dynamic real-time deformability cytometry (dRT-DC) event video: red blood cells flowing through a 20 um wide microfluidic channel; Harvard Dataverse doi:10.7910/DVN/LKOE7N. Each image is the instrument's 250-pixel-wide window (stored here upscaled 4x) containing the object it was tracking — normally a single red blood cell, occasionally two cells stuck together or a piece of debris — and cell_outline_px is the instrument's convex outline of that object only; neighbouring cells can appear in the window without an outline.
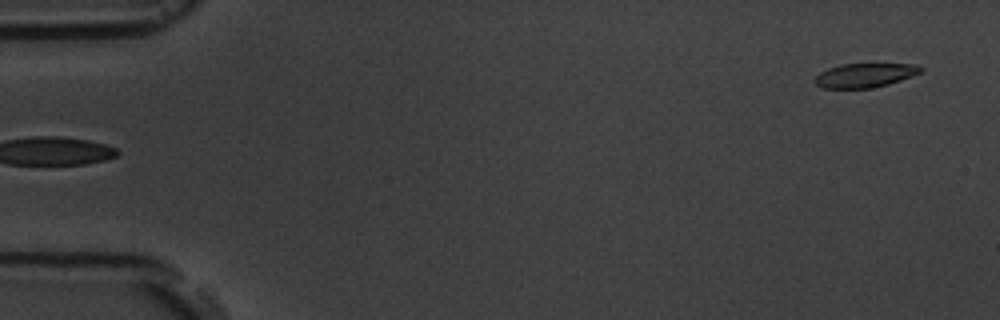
{"species": "common noctule bat (a hibernating species)", "species_latin": "Nyctalus noctula", "temperature_condition": "room temperature", "stored_images_in_passage": 6, "segment_of_instrument_passage": [2, 2], "camera_frame_rate_fps": 3000, "um_per_image_px": 0.085, "animal": {"sex": "male", "body_mass_g": 19.5, "forearm_length_mm": 54.6}, "frame": {"image": 1, "passage_image": 6, "time_ms": 5.333, "image_size_px": [1000, 320], "cell_outline_px": [[924, 68], [920, 72], [912, 76], [888, 84], [872, 88], [824, 88], [816, 84], [812, 80], [820, 72], [828, 68], [840, 64], [920, 64]], "centroid_in_image_um": [73.51, 6.39], "position_along_channel_um": 11.5, "area_um2": 14.91}}